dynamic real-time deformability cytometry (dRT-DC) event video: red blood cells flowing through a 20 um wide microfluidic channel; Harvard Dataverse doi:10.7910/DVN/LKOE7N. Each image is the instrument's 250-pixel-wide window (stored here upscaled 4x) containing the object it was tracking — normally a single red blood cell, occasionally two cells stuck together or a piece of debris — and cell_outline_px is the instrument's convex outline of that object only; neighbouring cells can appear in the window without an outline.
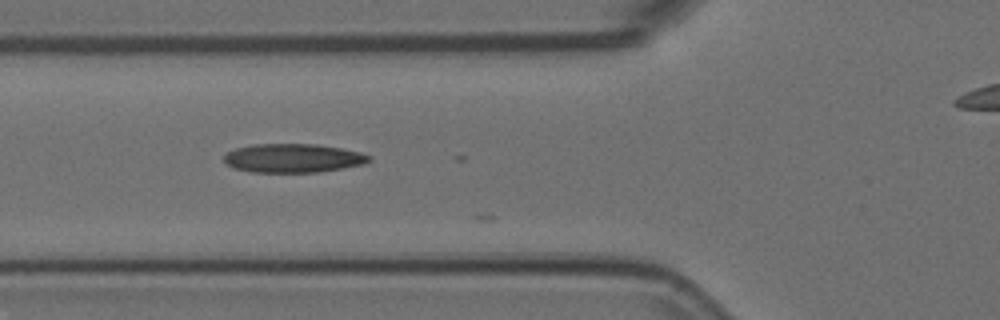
{"species": "Egyptian fruit bat (a non-hibernating species)", "species_latin": "Rousettus aegyptiacus", "temperature_condition": "room temperature", "stored_images_in_passage": 10, "camera_frame_rate_fps": 3000, "um_per_image_px": 0.085, "animal": {"sex": "female"}, "frame": {"image": 1, "passage_image": 5, "time_ms": 1.333, "image_size_px": [1000, 320], "cell_outline_px": [[372, 160], [364, 164], [320, 172], [252, 172], [232, 168], [224, 164], [224, 156], [228, 152], [236, 148], [252, 144], [316, 144], [340, 148], [360, 152], [372, 156]], "centroid_in_image_um": [24.9, 13.44], "position_along_channel_um": 100.9, "area_um2": 24.51}}